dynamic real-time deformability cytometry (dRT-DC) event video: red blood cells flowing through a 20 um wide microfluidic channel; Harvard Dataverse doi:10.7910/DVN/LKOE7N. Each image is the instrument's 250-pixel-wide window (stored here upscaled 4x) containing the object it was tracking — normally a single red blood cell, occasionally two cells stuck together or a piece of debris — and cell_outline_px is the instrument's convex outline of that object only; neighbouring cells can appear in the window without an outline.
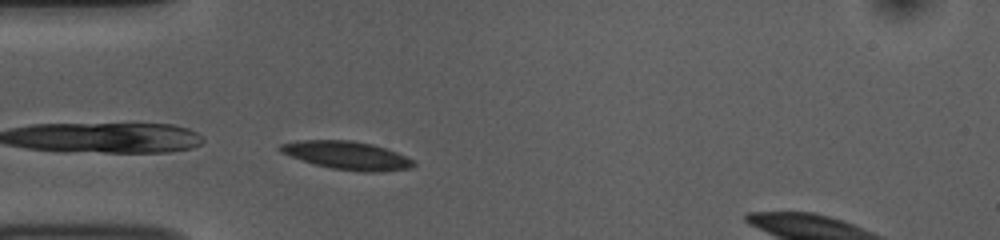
{"species": "common noctule bat (a hibernating species)", "species_latin": "Nyctalus noctula", "temperature_condition": "room temperature", "stored_images_in_passage": 27, "camera_frame_rate_fps": 3000, "um_per_image_px": 0.085, "animal": {"sex": "female", "body_mass_g": 10.0, "forearm_length_mm": 53.1}, "frame": {"image": 1, "passage_image": 1, "time_ms": 0.0, "image_size_px": [1000, 240], "cell_outline_px": [[416, 164], [412, 168], [376, 172], [360, 172], [332, 168], [316, 164], [280, 152], [276, 148], [280, 144], [296, 140], [352, 140], [372, 144], [396, 152], [412, 160]], "centroid_in_image_um": [29.48, 13.2], "position_along_channel_um": 55.5, "area_um2": 21.73}}
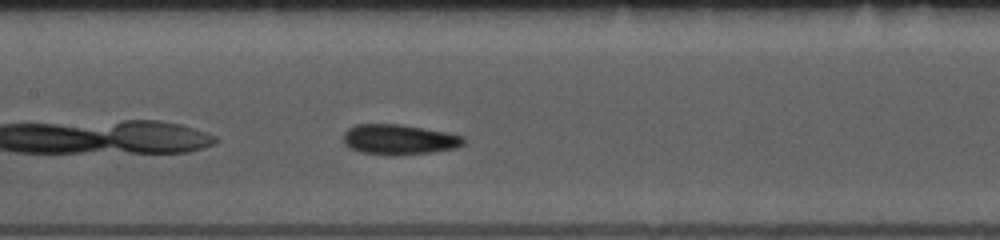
{"frame": {"image": 2, "passage_image": 11, "time_ms": 3.333, "image_size_px": [1000, 240], "cell_outline_px": [[468, 140], [464, 144], [456, 148], [432, 152], [392, 156], [360, 152], [344, 144], [344, 132], [348, 128], [356, 124], [400, 124], [424, 128], [464, 136]], "centroid_in_image_um": [33.94, 11.86], "position_along_channel_um": 173.5, "area_um2": 21.33}}
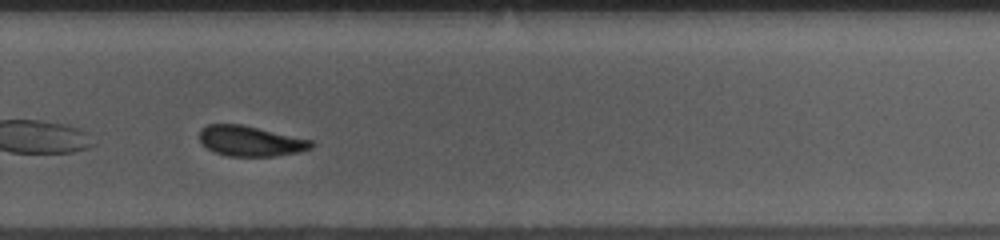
{"frame": {"image": 3, "passage_image": 22, "time_ms": 7.0, "image_size_px": [1000, 240], "cell_outline_px": [[316, 144], [312, 148], [296, 152], [272, 156], [228, 156], [216, 152], [208, 148], [200, 140], [200, 128], [208, 124], [240, 124], [312, 140]], "centroid_in_image_um": [21.29, 11.98], "position_along_channel_um": 308.5, "area_um2": 19.48}, "authors_computed_cell_mechanics": {"area_um2": 20.9236, "velocity_mm_per_s": 3.6911, "shape_relaxation_time_tau1_ms": null, "shape_relaxation_time_tau2_ms": 2.0553, "deformation_change_tau1": null, "deformation_change_tau2": 0.0726}}